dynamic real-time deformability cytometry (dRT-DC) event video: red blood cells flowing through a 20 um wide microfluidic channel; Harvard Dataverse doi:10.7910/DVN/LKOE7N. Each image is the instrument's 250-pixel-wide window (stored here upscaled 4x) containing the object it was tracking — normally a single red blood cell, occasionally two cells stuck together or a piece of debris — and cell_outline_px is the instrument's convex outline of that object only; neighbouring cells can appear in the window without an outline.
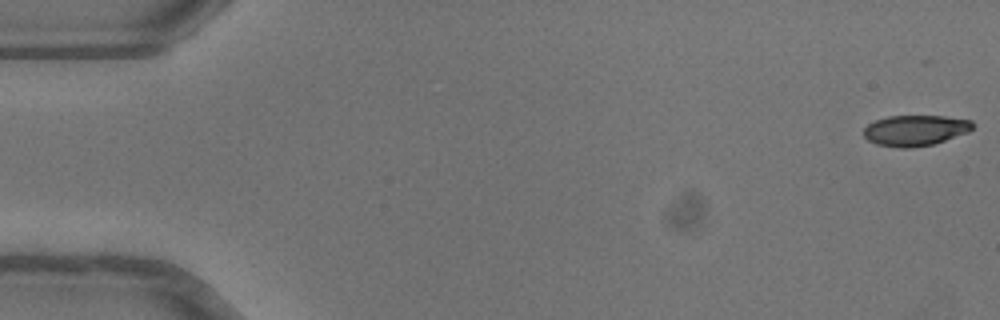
{"species": "common noctule bat (a hibernating species)", "species_latin": "Nyctalus noctula", "temperature_condition": "warm", "stored_images_in_passage": 42, "camera_frame_rate_fps": 3000, "um_per_image_px": 0.085, "animal": {"sex": "female"}, "frame": {"image": 1, "passage_image": 1, "time_ms": 0.0, "image_size_px": [1000, 320], "cell_outline_px": [[976, 124], [968, 132], [932, 144], [912, 148], [900, 148], [876, 144], [868, 140], [864, 136], [864, 128], [868, 124], [876, 120], [888, 116], [944, 116], [972, 120]], "centroid_in_image_um": [77.8, 11.08], "position_along_channel_um": 7.2, "area_um2": 19.48}}
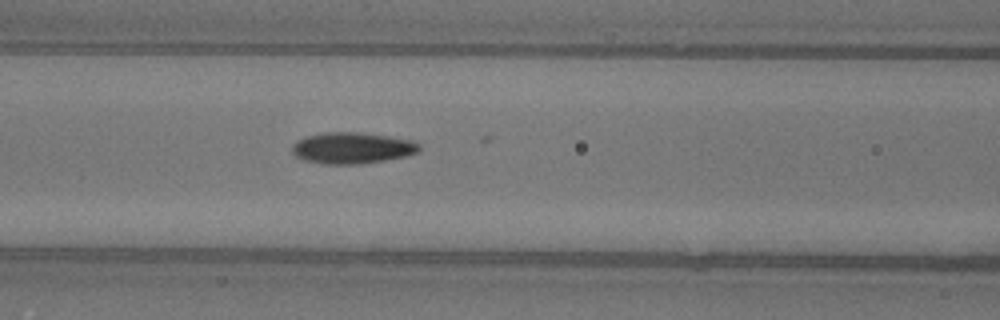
{"frame": {"image": 2, "passage_image": 22, "time_ms": 7.0, "image_size_px": [1000, 320], "cell_outline_px": [[420, 152], [408, 156], [384, 160], [356, 164], [324, 164], [304, 160], [296, 156], [292, 152], [292, 144], [296, 140], [308, 136], [324, 132], [360, 132], [388, 136], [412, 140], [420, 144]], "centroid_in_image_um": [29.95, 12.57], "position_along_channel_um": 136.7, "area_um2": 23.29}}
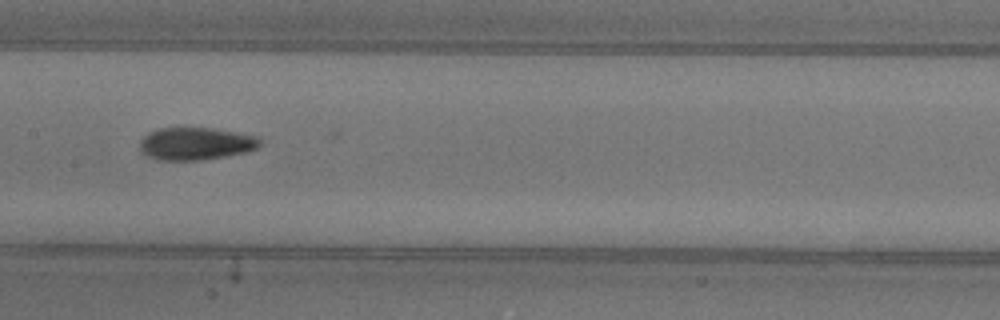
{"frame": {"image": 3, "passage_image": 26, "time_ms": 8.333, "image_size_px": [1000, 320], "cell_outline_px": [[260, 144], [256, 148], [248, 152], [200, 160], [160, 160], [148, 156], [140, 152], [140, 140], [148, 132], [160, 128], [212, 128], [256, 136], [260, 140]], "centroid_in_image_um": [16.61, 12.21], "position_along_channel_um": 190.8, "area_um2": 22.66}}